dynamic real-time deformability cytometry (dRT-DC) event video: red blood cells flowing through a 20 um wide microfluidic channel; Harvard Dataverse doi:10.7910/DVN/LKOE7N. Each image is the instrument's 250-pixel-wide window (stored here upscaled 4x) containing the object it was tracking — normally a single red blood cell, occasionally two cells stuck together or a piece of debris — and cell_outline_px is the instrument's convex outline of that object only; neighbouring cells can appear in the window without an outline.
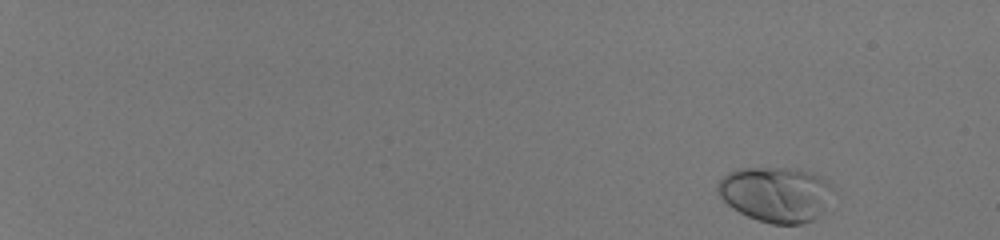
{"species": "human", "species_latin": "Homo sapiens", "temperature_condition": "room temperature", "stored_images_in_passage": 50, "camera_frame_rate_fps": 3000, "um_per_image_px": 0.085, "donor": {"sex": "male"}, "frame": {"image": 1, "passage_image": 1, "time_ms": 0.0, "image_size_px": [1000, 240], "cell_outline_px": [[836, 192], [820, 212], [812, 220], [800, 224], [772, 224], [748, 216], [732, 208], [716, 192], [716, 188], [720, 180], [728, 172], [740, 168], [788, 168], [808, 172], [828, 180]], "centroid_in_image_um": [65.95, 16.5], "position_along_channel_um": 19.1, "area_um2": 36.93}}
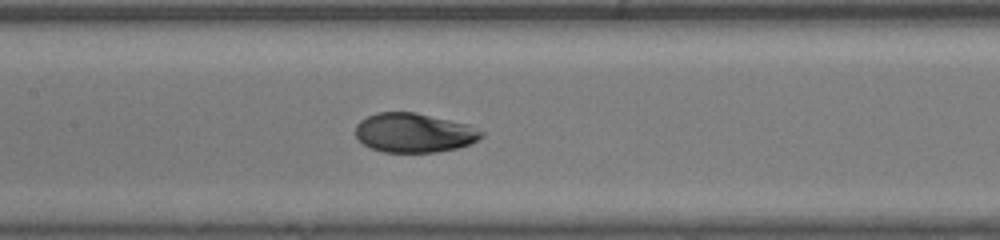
{"frame": {"image": 2, "passage_image": 28, "time_ms": 9.0, "image_size_px": [1000, 240], "cell_outline_px": [[484, 136], [468, 144], [456, 148], [436, 152], [384, 152], [372, 148], [364, 144], [356, 136], [356, 124], [360, 120], [376, 112], [412, 112], [468, 124], [484, 132]], "centroid_in_image_um": [35.18, 11.28], "position_along_channel_um": 172.2, "area_um2": 28.55}}
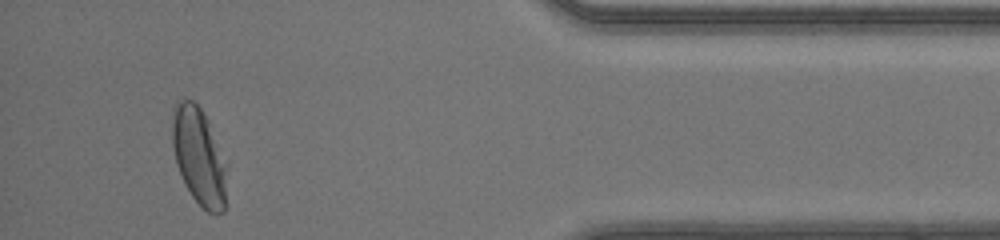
{"frame": {"image": 3, "passage_image": 48, "time_ms": 15.667, "image_size_px": [1000, 240], "cell_outline_px": [[228, 164], [224, 212], [208, 212], [192, 196], [184, 184], [176, 164], [172, 144], [172, 108], [176, 100], [192, 100], [200, 108], [208, 120]], "centroid_in_image_um": [16.91, 13.27], "position_along_channel_um": 418.3, "area_um2": 31.33}, "authors_computed_cell_mechanics": {"area_um2": 29.9115, "velocity_mm_per_s": 4.1495, "shape_relaxation_time_tau1_ms": 3.2584, "shape_relaxation_time_tau2_ms": null, "deformation_change_tau1": 0.1459, "deformation_change_tau2": null}}